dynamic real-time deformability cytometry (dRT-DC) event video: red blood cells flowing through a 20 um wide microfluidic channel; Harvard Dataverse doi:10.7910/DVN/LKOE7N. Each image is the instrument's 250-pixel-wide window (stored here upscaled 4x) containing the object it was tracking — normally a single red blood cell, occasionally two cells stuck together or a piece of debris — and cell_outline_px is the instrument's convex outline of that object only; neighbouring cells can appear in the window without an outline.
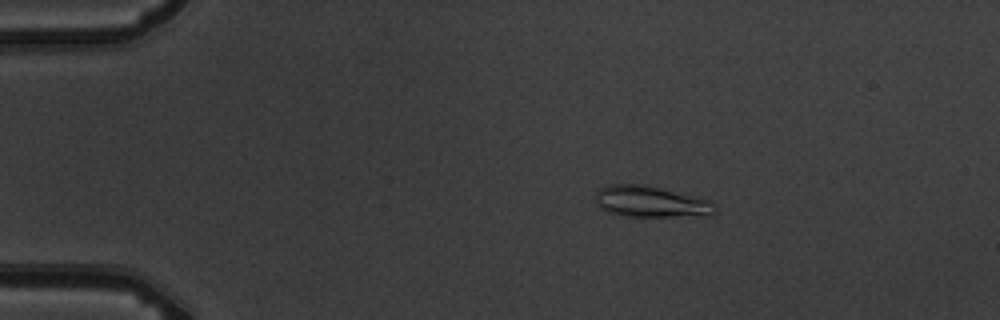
{"species": "common noctule bat (a hibernating species)", "species_latin": "Nyctalus noctula", "temperature_condition": "warm", "stored_images_in_passage": 4, "camera_frame_rate_fps": 3000, "um_per_image_px": 0.085, "animal": {"sex": "male", "body_mass_g": 19.5, "forearm_length_mm": 54.6}, "frame": {"image": 1, "passage_image": 3, "time_ms": 3.0, "image_size_px": [1000, 320], "cell_outline_px": [[716, 212], [712, 216], [620, 216], [608, 212], [600, 208], [596, 204], [596, 192], [600, 188], [608, 184], [644, 184], [712, 200], [716, 208]], "centroid_in_image_um": [55.34, 17.15], "position_along_channel_um": 29.7, "area_um2": 22.08}}